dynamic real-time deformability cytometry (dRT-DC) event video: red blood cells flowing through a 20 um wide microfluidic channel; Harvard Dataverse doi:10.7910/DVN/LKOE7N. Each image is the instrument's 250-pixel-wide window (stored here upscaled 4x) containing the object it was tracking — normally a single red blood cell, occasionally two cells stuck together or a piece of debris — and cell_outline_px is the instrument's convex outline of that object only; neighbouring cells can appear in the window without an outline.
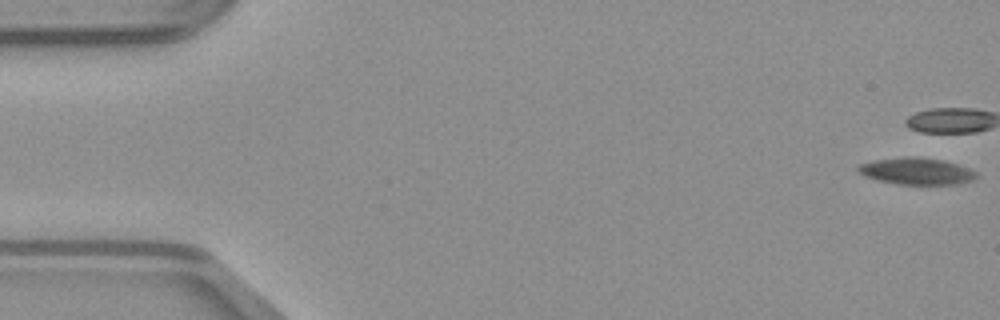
{"species": "common noctule bat (a hibernating species)", "species_latin": "Nyctalus noctula", "temperature_condition": "warm", "stored_images_in_passage": 50, "camera_frame_rate_fps": 3000, "um_per_image_px": 0.085, "animal": {"sex": "male", "body_mass_g": 23.1, "forearm_length_mm": 52.7}, "frame": {"image": 1, "passage_image": 1, "time_ms": 0.0, "image_size_px": [1000, 320], "cell_outline_px": [[976, 176], [972, 180], [956, 184], [896, 184], [876, 180], [864, 176], [856, 168], [860, 164], [876, 160], [904, 156], [912, 156], [940, 160], [956, 164], [968, 168], [976, 172]], "centroid_in_image_um": [77.86, 14.55], "position_along_channel_um": 7.1, "area_um2": 18.21}}